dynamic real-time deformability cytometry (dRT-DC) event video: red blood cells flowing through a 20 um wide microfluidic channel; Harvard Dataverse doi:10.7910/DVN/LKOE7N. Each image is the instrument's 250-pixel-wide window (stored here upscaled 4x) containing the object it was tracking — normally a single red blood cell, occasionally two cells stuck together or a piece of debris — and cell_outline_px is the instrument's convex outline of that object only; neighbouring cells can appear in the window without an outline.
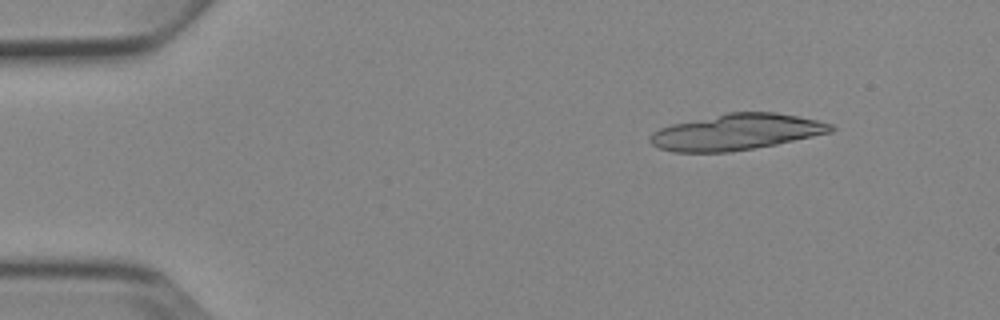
{"species": "Egyptian fruit bat (a non-hibernating species)", "species_latin": "Rousettus aegyptiacus", "temperature_condition": "cold", "stored_images_in_passage": 4, "camera_frame_rate_fps": 3000, "um_per_image_px": 0.085, "animal": {"sex": "female"}, "frame": {"image": 1, "passage_image": 2, "time_ms": 1.0, "image_size_px": [1000, 320], "cell_outline_px": [[836, 128], [832, 132], [776, 144], [728, 152], [672, 152], [660, 148], [652, 144], [648, 140], [648, 136], [652, 132], [660, 128], [672, 124], [728, 112], [776, 112], [816, 120], [832, 124]], "centroid_in_image_um": [62.56, 11.22], "position_along_channel_um": 22.4, "area_um2": 37.8}}